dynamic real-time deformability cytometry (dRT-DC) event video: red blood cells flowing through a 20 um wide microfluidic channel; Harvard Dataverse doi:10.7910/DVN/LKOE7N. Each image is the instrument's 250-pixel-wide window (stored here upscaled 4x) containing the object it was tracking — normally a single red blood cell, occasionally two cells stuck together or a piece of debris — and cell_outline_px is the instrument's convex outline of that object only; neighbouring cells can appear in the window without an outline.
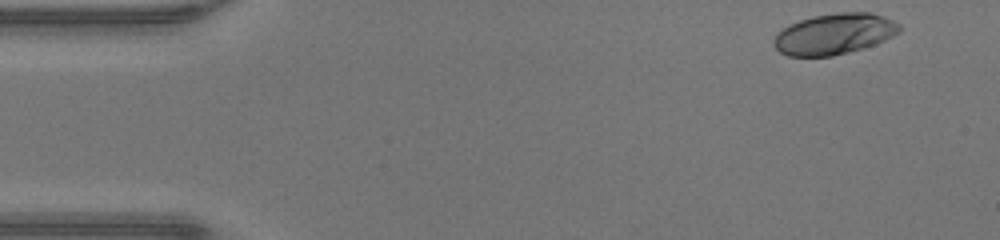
{"species": "human", "species_latin": "Homo sapiens", "temperature_condition": "warm", "stored_images_in_passage": 45, "camera_frame_rate_fps": 3000, "um_per_image_px": 0.085, "donor": {"sex": "male"}, "frame": {"image": 1, "passage_image": 1, "time_ms": 0.0, "image_size_px": [1000, 240], "cell_outline_px": [[900, 32], [876, 44], [864, 48], [832, 56], [788, 56], [780, 52], [772, 44], [772, 40], [784, 28], [800, 20], [812, 16], [836, 12], [868, 12], [884, 16], [900, 24]], "centroid_in_image_um": [70.93, 2.88], "position_along_channel_um": 14.1, "area_um2": 29.88}}
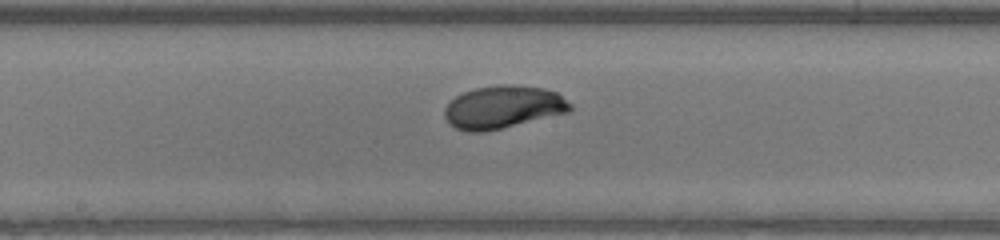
{"frame": {"image": 2, "passage_image": 22, "time_ms": 7.0, "image_size_px": [1000, 240], "cell_outline_px": [[572, 112], [484, 132], [468, 132], [456, 128], [448, 124], [444, 116], [444, 108], [456, 96], [464, 92], [476, 88], [500, 84], [508, 84], [544, 88], [556, 92], [572, 104]], "centroid_in_image_um": [42.77, 9.11], "position_along_channel_um": 205.4, "area_um2": 31.5}}
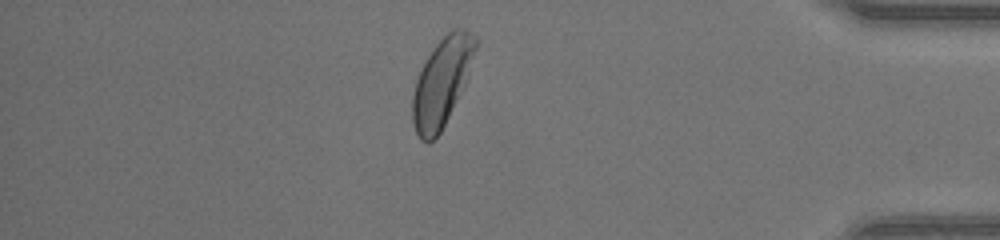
{"frame": {"image": 3, "passage_image": 38, "time_ms": 12.333, "image_size_px": [1000, 240], "cell_outline_px": [[476, 48], [468, 76], [440, 132], [428, 144], [420, 140], [416, 132], [412, 120], [412, 96], [416, 80], [424, 60], [432, 48], [452, 28], [464, 28], [476, 36]], "centroid_in_image_um": [37.53, 6.95], "position_along_channel_um": 397.7, "area_um2": 31.96}, "authors_computed_cell_mechanics": {"area_um2": 30.9808, "velocity_mm_per_s": 4.3615, "shape_relaxation_time_tau1_ms": 2.1897, "shape_relaxation_time_tau2_ms": 0.7618, "deformation_change_tau1": 0.1593, "deformation_change_tau2": 0.041}}